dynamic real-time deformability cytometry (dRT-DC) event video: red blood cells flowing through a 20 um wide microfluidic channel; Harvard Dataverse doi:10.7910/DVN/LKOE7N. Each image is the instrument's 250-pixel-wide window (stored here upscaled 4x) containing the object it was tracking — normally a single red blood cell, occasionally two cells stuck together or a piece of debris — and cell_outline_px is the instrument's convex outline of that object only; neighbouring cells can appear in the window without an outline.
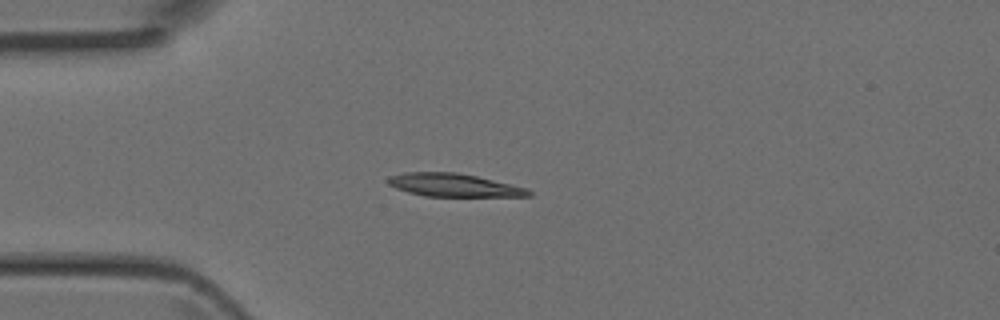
{"species": "Egyptian fruit bat (a non-hibernating species)", "species_latin": "Rousettus aegyptiacus", "temperature_condition": "room temperature", "stored_images_in_passage": 2, "camera_frame_rate_fps": 3000, "um_per_image_px": 0.085, "animal": {"sex": "female"}, "frame": {"image": 1, "passage_image": 2, "time_ms": 0.333, "image_size_px": [1000, 320], "cell_outline_px": [[532, 196], [424, 196], [408, 192], [396, 188], [388, 184], [388, 176], [404, 172], [456, 172], [476, 176], [528, 188], [532, 192]], "centroid_in_image_um": [38.56, 15.73], "position_along_channel_um": 46.4, "area_um2": 18.84}}